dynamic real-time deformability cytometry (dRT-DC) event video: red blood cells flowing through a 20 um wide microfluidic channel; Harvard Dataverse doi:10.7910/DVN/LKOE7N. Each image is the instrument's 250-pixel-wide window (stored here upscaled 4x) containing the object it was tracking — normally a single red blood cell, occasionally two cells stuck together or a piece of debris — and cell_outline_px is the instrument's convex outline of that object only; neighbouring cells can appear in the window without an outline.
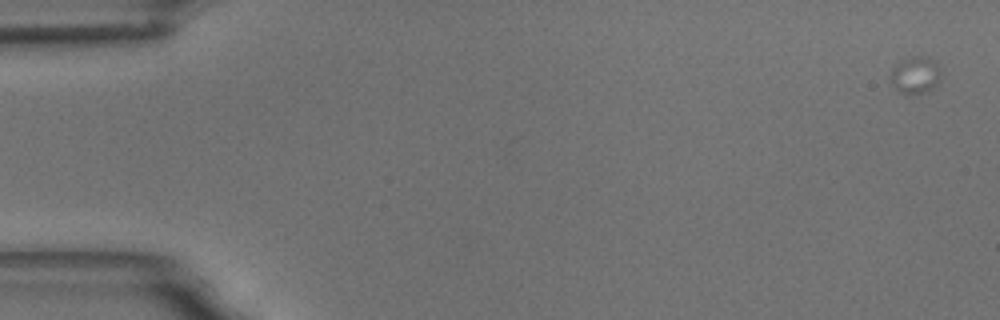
{"species": "common noctule bat (a hibernating species)", "species_latin": "Nyctalus noctula", "temperature_condition": "room temperature", "stored_images_in_passage": 7, "camera_frame_rate_fps": 3000, "um_per_image_px": 0.085, "animal": {"sex": "male", "body_mass_g": 18.8}, "frame": {"image": 1, "passage_image": 1, "time_ms": 0.0, "image_size_px": [1000, 320], "cell_outline_px": [[940, 80], [932, 88], [924, 92], [904, 96], [896, 88], [892, 80], [892, 68], [900, 60], [912, 56], [924, 56], [936, 60], [940, 68]], "centroid_in_image_um": [77.83, 6.36], "position_along_channel_um": 7.2, "area_um2": 10.92}}